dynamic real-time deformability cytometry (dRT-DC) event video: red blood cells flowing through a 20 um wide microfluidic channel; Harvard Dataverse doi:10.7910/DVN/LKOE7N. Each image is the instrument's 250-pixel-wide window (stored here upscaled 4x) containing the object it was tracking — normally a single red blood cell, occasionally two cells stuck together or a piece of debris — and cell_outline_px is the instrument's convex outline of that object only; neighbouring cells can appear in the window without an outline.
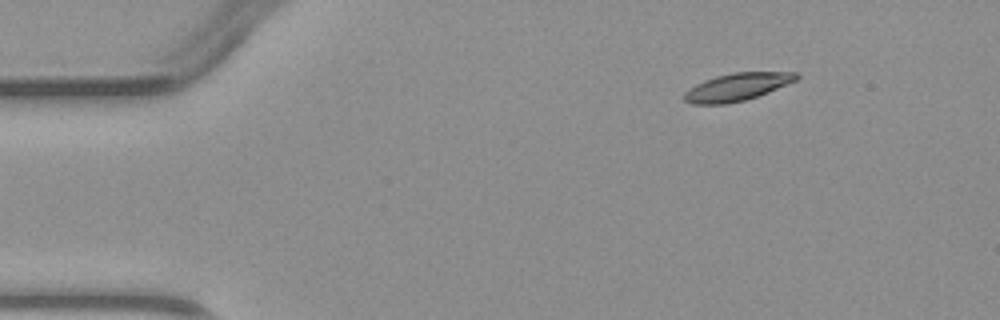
{"species": "common noctule bat (a hibernating species)", "species_latin": "Nyctalus noctula", "temperature_condition": "warm", "stored_images_in_passage": 3, "camera_frame_rate_fps": 3000, "um_per_image_px": 0.085, "animal": {"sex": "male", "body_mass_g": 23.1, "forearm_length_mm": 52.7}, "frame": {"image": 1, "passage_image": 1, "time_ms": 0.0, "image_size_px": [1000, 320], "cell_outline_px": [[800, 76], [796, 80], [768, 92], [744, 100], [724, 104], [692, 104], [684, 100], [684, 92], [688, 88], [704, 80], [716, 76], [732, 72], [796, 72]], "centroid_in_image_um": [62.62, 7.38], "position_along_channel_um": 22.4, "area_um2": 17.92}}